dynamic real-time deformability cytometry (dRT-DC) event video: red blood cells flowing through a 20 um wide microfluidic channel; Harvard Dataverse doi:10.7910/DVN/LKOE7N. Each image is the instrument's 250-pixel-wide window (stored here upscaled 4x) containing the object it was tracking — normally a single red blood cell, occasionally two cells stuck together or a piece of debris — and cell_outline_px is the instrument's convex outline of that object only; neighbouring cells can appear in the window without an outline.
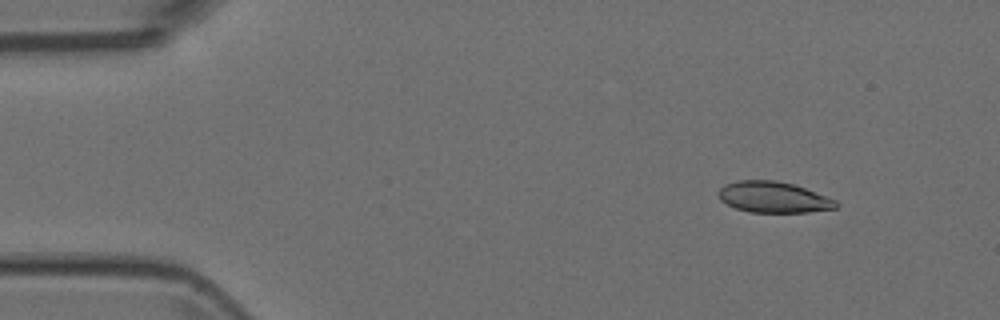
{"species": "Egyptian fruit bat (a non-hibernating species)", "species_latin": "Rousettus aegyptiacus", "temperature_condition": "room temperature", "stored_images_in_passage": 5, "camera_frame_rate_fps": 3000, "um_per_image_px": 0.085, "animal": {"sex": "female"}, "frame": {"image": 1, "passage_image": 2, "time_ms": 0.333, "image_size_px": [1000, 320], "cell_outline_px": [[840, 208], [808, 212], [748, 212], [736, 208], [720, 200], [716, 192], [724, 184], [736, 180], [776, 180], [792, 184], [804, 188], [836, 200], [840, 204]], "centroid_in_image_um": [65.73, 16.76], "position_along_channel_um": 19.3, "area_um2": 21.39}}